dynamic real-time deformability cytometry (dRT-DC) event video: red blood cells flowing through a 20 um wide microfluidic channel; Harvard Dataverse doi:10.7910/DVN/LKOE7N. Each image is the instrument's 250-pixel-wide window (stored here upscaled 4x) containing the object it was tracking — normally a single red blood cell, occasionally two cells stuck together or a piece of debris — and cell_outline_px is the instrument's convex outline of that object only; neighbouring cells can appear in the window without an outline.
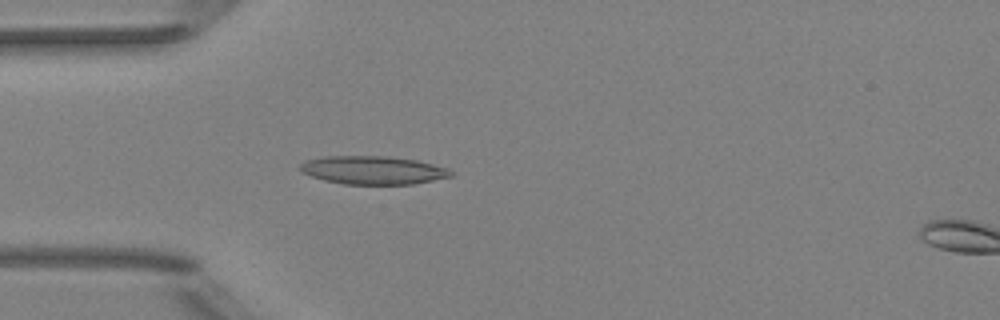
{"species": "Egyptian fruit bat (a non-hibernating species)", "species_latin": "Rousettus aegyptiacus", "temperature_condition": "room temperature", "stored_images_in_passage": 4, "camera_frame_rate_fps": 3000, "um_per_image_px": 0.085, "animal": {"sex": "female"}, "frame": {"image": 1, "passage_image": 3, "time_ms": 3.333, "image_size_px": [1000, 320], "cell_outline_px": [[452, 176], [412, 184], [344, 184], [324, 180], [312, 176], [304, 172], [300, 168], [300, 164], [304, 160], [324, 156], [388, 156], [416, 160], [448, 168], [452, 172]], "centroid_in_image_um": [31.69, 14.45], "position_along_channel_um": 53.3, "area_um2": 24.68}}